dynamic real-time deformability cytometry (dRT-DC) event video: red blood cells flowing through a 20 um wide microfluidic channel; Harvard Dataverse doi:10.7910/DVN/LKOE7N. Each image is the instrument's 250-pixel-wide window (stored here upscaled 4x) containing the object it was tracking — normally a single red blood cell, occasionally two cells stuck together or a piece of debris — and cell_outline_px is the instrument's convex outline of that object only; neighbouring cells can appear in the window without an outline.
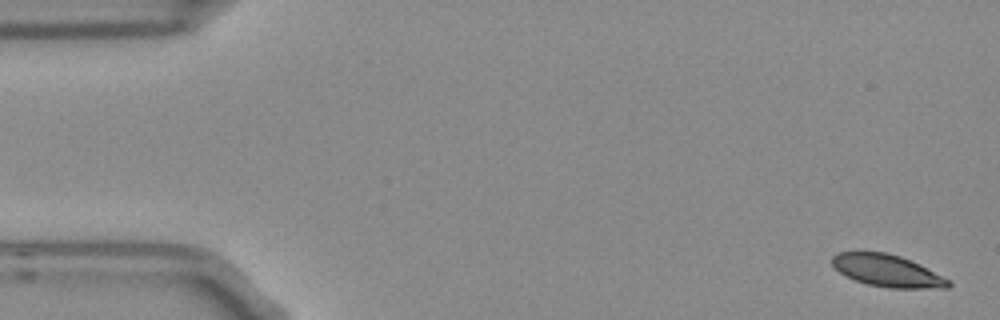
{"species": "Egyptian fruit bat (a non-hibernating species)", "species_latin": "Rousettus aegyptiacus", "temperature_condition": "room temperature", "stored_images_in_passage": 6, "segment_of_instrument_passage": [1, 2], "camera_frame_rate_fps": 3000, "um_per_image_px": 0.085, "frame": {"image": 1, "passage_image": 1, "time_ms": 0.0, "image_size_px": [1000, 320], "cell_outline_px": [[952, 284], [948, 288], [888, 288], [868, 284], [856, 280], [840, 272], [832, 264], [832, 256], [840, 252], [888, 252], [900, 256], [920, 264], [948, 280]], "centroid_in_image_um": [75.42, 23.01], "position_along_channel_um": 9.6, "area_um2": 21.44}}
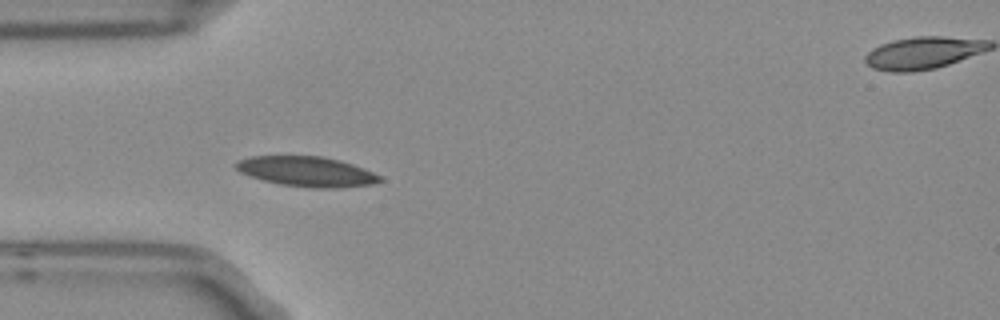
{"frame": {"image": 2, "passage_image": 5, "time_ms": 1.333, "image_size_px": [1000, 320], "cell_outline_px": [[384, 180], [372, 184], [336, 188], [308, 188], [280, 184], [264, 180], [240, 172], [232, 164], [240, 160], [252, 156], [320, 156], [340, 160], [364, 168], [380, 176]], "centroid_in_image_um": [26.08, 14.58], "position_along_channel_um": 58.9, "area_um2": 25.09}}